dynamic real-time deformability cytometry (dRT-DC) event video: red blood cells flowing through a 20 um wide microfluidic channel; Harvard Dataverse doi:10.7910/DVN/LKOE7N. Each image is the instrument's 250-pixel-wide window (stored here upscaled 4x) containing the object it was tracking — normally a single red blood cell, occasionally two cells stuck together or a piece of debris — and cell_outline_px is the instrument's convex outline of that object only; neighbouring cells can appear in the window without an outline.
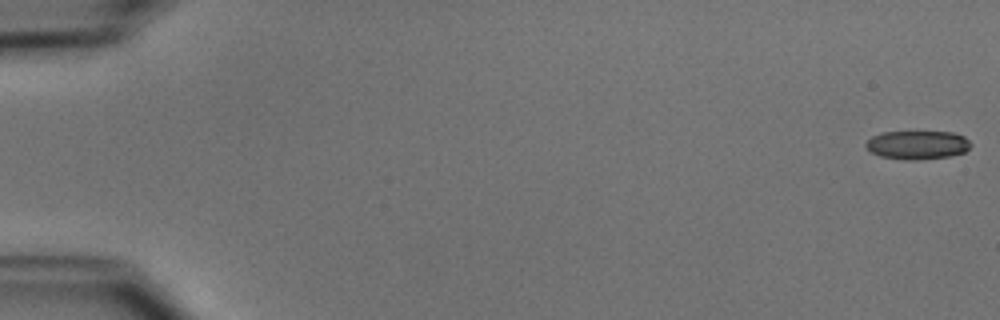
{"species": "common noctule bat (a hibernating species)", "species_latin": "Nyctalus noctula", "temperature_condition": "cold", "stored_images_in_passage": 14, "camera_frame_rate_fps": 3000, "um_per_image_px": 0.085, "animal": {"sex": "male", "body_mass_g": 15.6}, "frame": {"image": 1, "passage_image": 1, "time_ms": 0.0, "image_size_px": [1000, 320], "cell_outline_px": [[972, 144], [964, 152], [948, 156], [916, 160], [904, 160], [880, 156], [872, 152], [864, 144], [872, 136], [880, 132], [952, 132], [964, 136]], "centroid_in_image_um": [77.97, 12.31], "position_along_channel_um": 7.0, "area_um2": 17.4}}
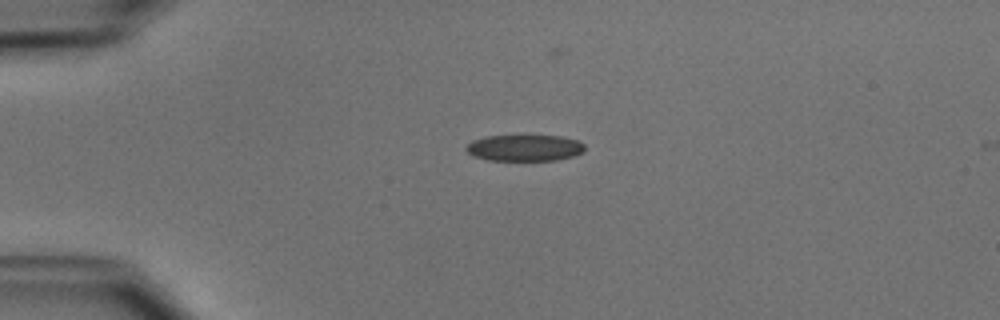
{"frame": {"image": 2, "passage_image": 13, "time_ms": 4.0, "image_size_px": [1000, 320], "cell_outline_px": [[584, 152], [572, 156], [556, 160], [488, 160], [472, 156], [464, 148], [472, 140], [484, 136], [520, 132], [560, 136], [580, 140], [584, 144]], "centroid_in_image_um": [44.57, 12.5], "position_along_channel_um": 40.4, "area_um2": 19.36}}